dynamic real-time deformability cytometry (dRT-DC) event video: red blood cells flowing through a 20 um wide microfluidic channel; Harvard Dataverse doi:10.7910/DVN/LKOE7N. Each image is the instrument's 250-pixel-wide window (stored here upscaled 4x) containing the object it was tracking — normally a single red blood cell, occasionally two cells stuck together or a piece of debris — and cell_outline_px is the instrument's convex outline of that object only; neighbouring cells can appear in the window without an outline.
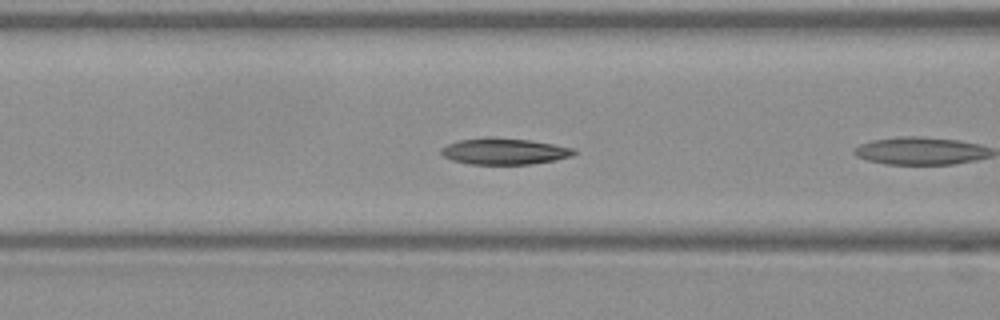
{"species": "Egyptian fruit bat (a non-hibernating species)", "species_latin": "Rousettus aegyptiacus", "temperature_condition": "warm", "stored_images_in_passage": 7, "camera_frame_rate_fps": 3000, "um_per_image_px": 0.085, "frame": {"image": 1, "passage_image": 6, "time_ms": 1.667, "image_size_px": [1000, 320], "cell_outline_px": [[576, 152], [572, 156], [556, 160], [532, 164], [468, 164], [452, 160], [444, 156], [440, 152], [440, 148], [456, 140], [484, 136], [492, 136], [528, 140], [552, 144], [572, 148]], "centroid_in_image_um": [42.8, 12.85], "position_along_channel_um": 123.8, "area_um2": 20.58}}